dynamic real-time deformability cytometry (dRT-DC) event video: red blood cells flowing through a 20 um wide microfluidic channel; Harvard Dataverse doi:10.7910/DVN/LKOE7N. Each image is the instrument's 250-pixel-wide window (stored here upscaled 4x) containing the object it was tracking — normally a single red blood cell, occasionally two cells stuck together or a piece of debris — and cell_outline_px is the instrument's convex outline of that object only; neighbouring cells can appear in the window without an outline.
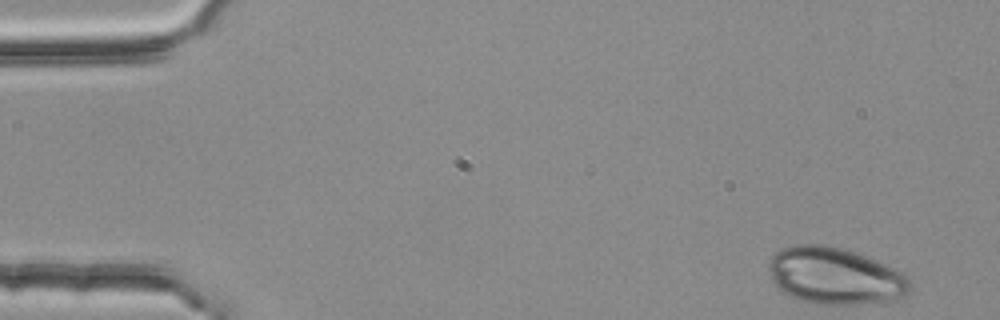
{"species": "common noctule bat (a hibernating species)", "species_latin": "Nyctalus noctula", "temperature_condition": "room temperature", "stored_images_in_passage": 48, "camera_frame_rate_fps": 3000, "um_per_image_px": 0.085, "animal": {"sex": "female", "body_mass_g": 25.1}, "frame": {"image": 1, "passage_image": 1, "time_ms": 0.0, "image_size_px": [1000, 320], "cell_outline_px": [[912, 288], [904, 296], [888, 300], [852, 304], [820, 304], [800, 300], [776, 288], [772, 284], [768, 268], [768, 260], [776, 252], [784, 248], [796, 244], [824, 244], [844, 248], [868, 256], [904, 272], [912, 280]], "centroid_in_image_um": [70.98, 23.43], "position_along_channel_um": 14.0, "area_um2": 47.22}}
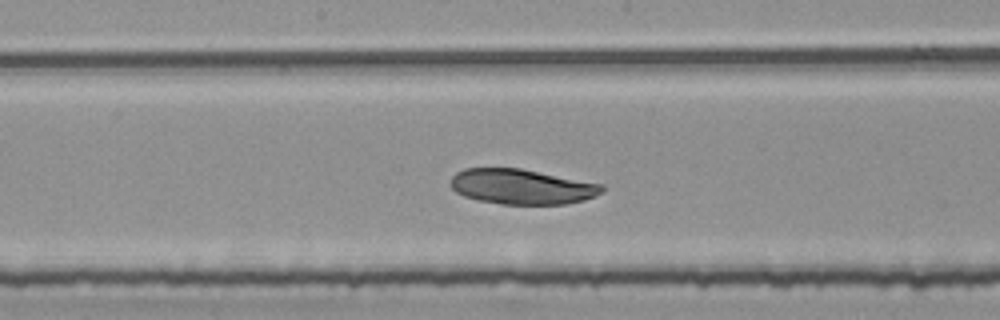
{"frame": {"image": 2, "passage_image": 26, "time_ms": 8.333, "image_size_px": [1000, 320], "cell_outline_px": [[604, 192], [596, 196], [584, 200], [568, 204], [500, 204], [480, 200], [464, 196], [456, 192], [448, 184], [452, 176], [456, 172], [464, 168], [520, 168], [604, 184]], "centroid_in_image_um": [44.36, 15.86], "position_along_channel_um": 203.8, "area_um2": 31.27}}
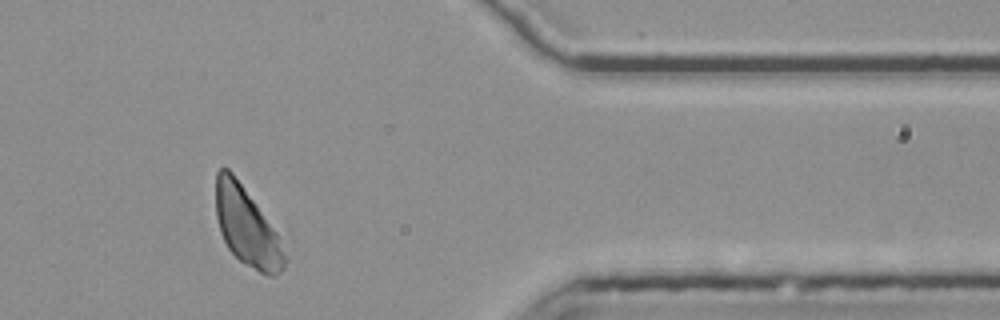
{"frame": {"image": 3, "passage_image": 43, "time_ms": 14.0, "image_size_px": [1000, 320], "cell_outline_px": [[288, 260], [284, 268], [276, 276], [268, 276], [260, 272], [240, 260], [228, 248], [220, 232], [216, 216], [216, 172], [220, 168], [228, 168], [232, 172], [284, 236], [288, 256]], "centroid_in_image_um": [21.09, 19.29], "position_along_channel_um": 390.3, "area_um2": 32.66}}